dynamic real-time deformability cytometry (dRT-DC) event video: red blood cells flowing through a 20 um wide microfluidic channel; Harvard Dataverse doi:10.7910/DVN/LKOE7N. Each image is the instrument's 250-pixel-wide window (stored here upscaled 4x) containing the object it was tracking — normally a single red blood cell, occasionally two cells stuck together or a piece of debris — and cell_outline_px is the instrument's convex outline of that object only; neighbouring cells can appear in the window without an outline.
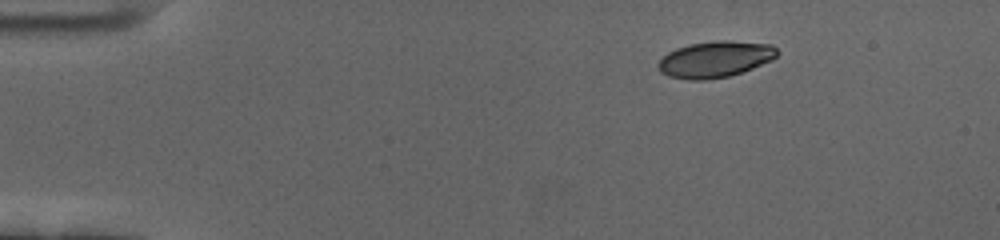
{"species": "human", "species_latin": "Homo sapiens", "temperature_condition": "cold", "stored_images_in_passage": 52, "camera_frame_rate_fps": 3000, "um_per_image_px": 0.085, "donor": {"sex": "female"}, "frame": {"image": 1, "passage_image": 1, "time_ms": 0.0, "image_size_px": [1000, 240], "cell_outline_px": [[780, 52], [772, 60], [752, 68], [728, 76], [708, 80], [688, 80], [668, 76], [660, 72], [656, 64], [668, 52], [676, 48], [692, 44], [716, 40], [728, 40], [772, 44]], "centroid_in_image_um": [60.78, 5.04], "position_along_channel_um": 24.2, "area_um2": 25.2}}
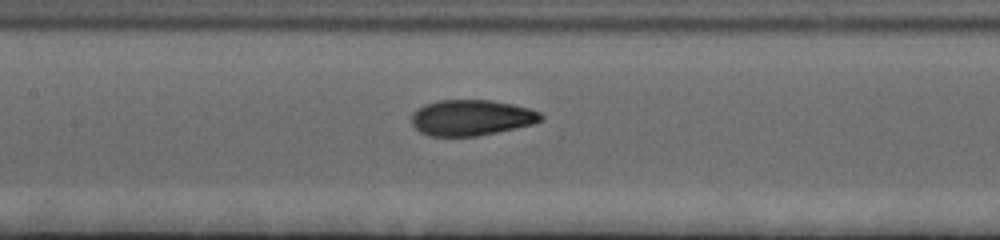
{"frame": {"image": 2, "passage_image": 21, "time_ms": 6.667, "image_size_px": [1000, 240], "cell_outline_px": [[544, 116], [536, 124], [476, 136], [428, 136], [420, 132], [412, 124], [412, 112], [424, 104], [440, 100], [492, 100], [512, 104], [528, 108], [540, 112]], "centroid_in_image_um": [40.06, 10.0], "position_along_channel_um": 167.3, "area_um2": 27.05}}
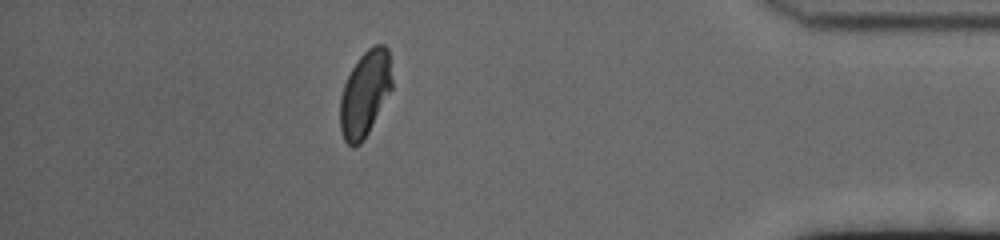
{"frame": {"image": 3, "passage_image": 45, "time_ms": 14.667, "image_size_px": [1000, 240], "cell_outline_px": [[392, 88], [368, 132], [360, 144], [352, 148], [344, 140], [340, 128], [340, 96], [344, 84], [352, 68], [360, 56], [368, 48], [376, 44], [384, 44], [388, 48], [392, 80]], "centroid_in_image_um": [31.01, 7.95], "position_along_channel_um": 404.2, "area_um2": 25.72}, "authors_computed_cell_mechanics": {"area_um2": 26.5302, "velocity_mm_per_s": 3.4417, "shape_relaxation_time_tau1_ms": 4.0706, "shape_relaxation_time_tau2_ms": 1.2482, "deformation_change_tau1": 0.1475, "deformation_change_tau2": 0.0629}}